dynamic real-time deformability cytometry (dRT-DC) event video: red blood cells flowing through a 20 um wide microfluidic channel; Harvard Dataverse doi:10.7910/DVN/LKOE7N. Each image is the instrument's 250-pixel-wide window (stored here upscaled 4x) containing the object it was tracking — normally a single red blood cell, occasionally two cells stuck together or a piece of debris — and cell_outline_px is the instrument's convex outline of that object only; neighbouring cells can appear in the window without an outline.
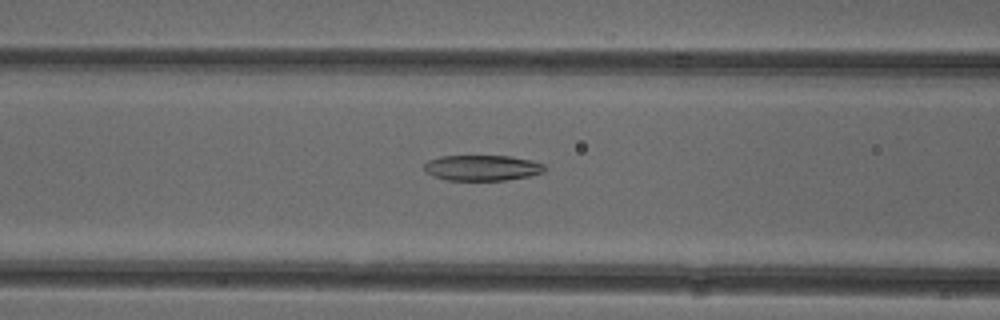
{"species": "common noctule bat (a hibernating species)", "species_latin": "Nyctalus noctula", "temperature_condition": "cold", "stored_images_in_passage": 37, "camera_frame_rate_fps": 3000, "um_per_image_px": 0.085, "animal": {"sex": "female"}, "frame": {"image": 1, "passage_image": 6, "time_ms": 1.667, "image_size_px": [1000, 320], "cell_outline_px": [[548, 168], [544, 172], [528, 176], [504, 180], [448, 180], [432, 176], [424, 172], [424, 164], [428, 160], [440, 156], [512, 156], [532, 160], [544, 164]], "centroid_in_image_um": [40.99, 14.26], "position_along_channel_um": 125.6, "area_um2": 18.15}}
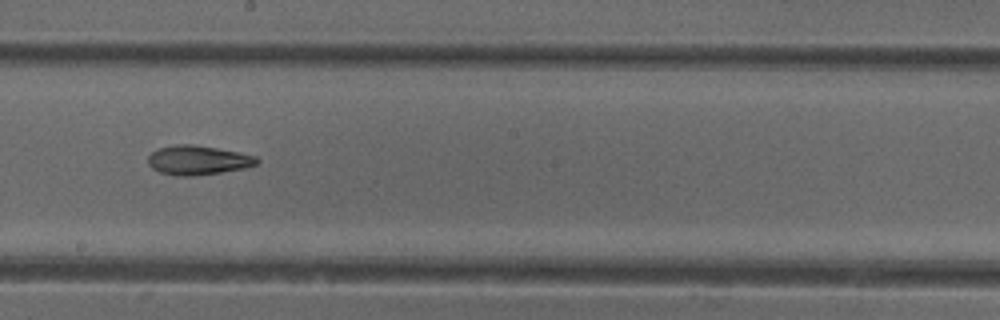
{"frame": {"image": 2, "passage_image": 14, "time_ms": 4.333, "image_size_px": [1000, 320], "cell_outline_px": [[260, 160], [256, 164], [244, 168], [220, 172], [192, 176], [176, 176], [160, 172], [152, 168], [148, 164], [148, 156], [152, 152], [160, 148], [176, 144], [192, 144], [216, 148], [256, 156]], "centroid_in_image_um": [16.8, 13.61], "position_along_channel_um": 231.4, "area_um2": 18.38}}
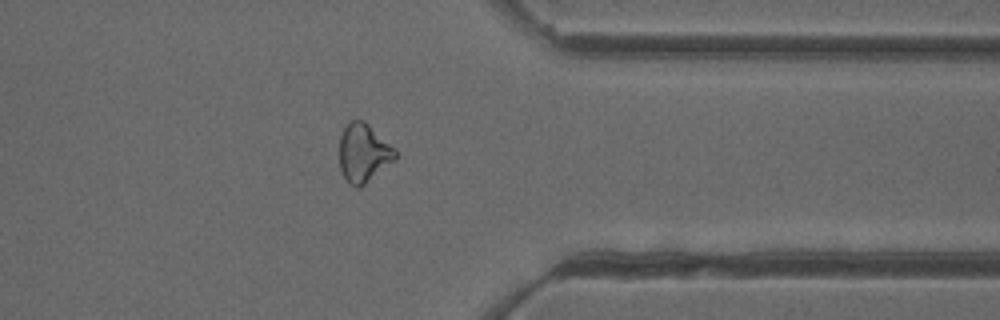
{"frame": {"image": 3, "passage_image": 26, "time_ms": 8.333, "image_size_px": [1000, 320], "cell_outline_px": [[396, 160], [360, 188], [356, 188], [344, 176], [340, 168], [340, 136], [348, 120], [364, 120], [396, 148]], "centroid_in_image_um": [30.92, 12.98], "position_along_channel_um": 380.5, "area_um2": 19.19}, "authors_computed_cell_mechanics": {"area_um2": 18.785, "velocity_mm_per_s": 3.9576, "shape_relaxation_time_tau1_ms": null, "shape_relaxation_time_tau2_ms": 3.5526, "deformation_change_tau1": null, "deformation_change_tau2": 0.1162}}